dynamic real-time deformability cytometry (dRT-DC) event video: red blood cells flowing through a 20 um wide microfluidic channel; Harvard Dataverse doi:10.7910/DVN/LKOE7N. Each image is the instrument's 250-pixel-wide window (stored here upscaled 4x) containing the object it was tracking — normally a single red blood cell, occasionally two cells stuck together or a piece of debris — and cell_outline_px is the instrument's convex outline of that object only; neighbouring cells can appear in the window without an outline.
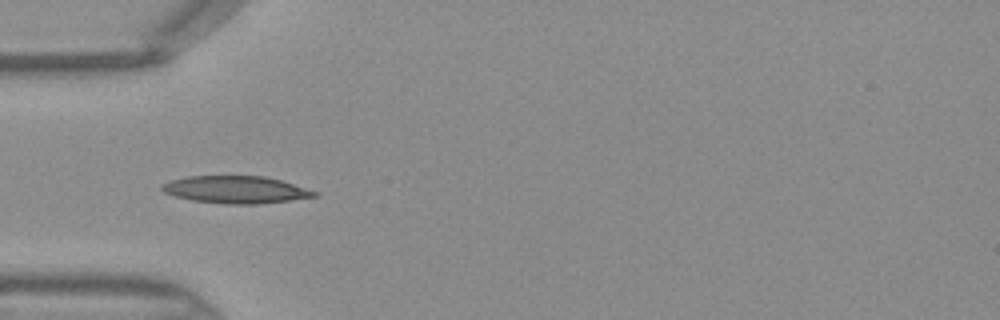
{"species": "Egyptian fruit bat (a non-hibernating species)", "species_latin": "Rousettus aegyptiacus", "temperature_condition": "warm", "stored_images_in_passage": 32, "camera_frame_rate_fps": 3000, "um_per_image_px": 0.085, "frame": {"image": 1, "passage_image": 1, "time_ms": 0.0, "image_size_px": [1000, 320], "cell_outline_px": [[320, 196], [256, 204], [224, 204], [192, 200], [176, 196], [164, 192], [160, 188], [164, 184], [172, 180], [188, 176], [264, 176], [280, 180], [320, 192]], "centroid_in_image_um": [20.08, 16.12], "position_along_channel_um": 64.9, "area_um2": 24.1}}
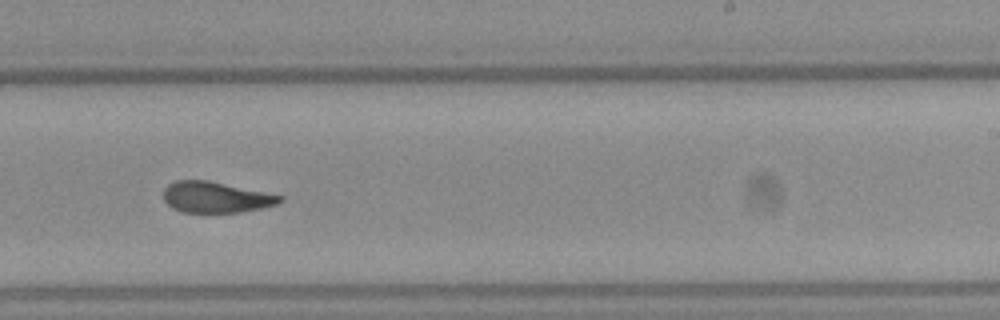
{"frame": {"image": 2, "passage_image": 15, "time_ms": 4.667, "image_size_px": [1000, 320], "cell_outline_px": [[284, 200], [276, 204], [260, 208], [240, 212], [184, 212], [172, 208], [164, 200], [164, 188], [168, 184], [176, 180], [208, 180], [284, 196]], "centroid_in_image_um": [18.33, 16.76], "position_along_channel_um": 270.7, "area_um2": 20.87}}
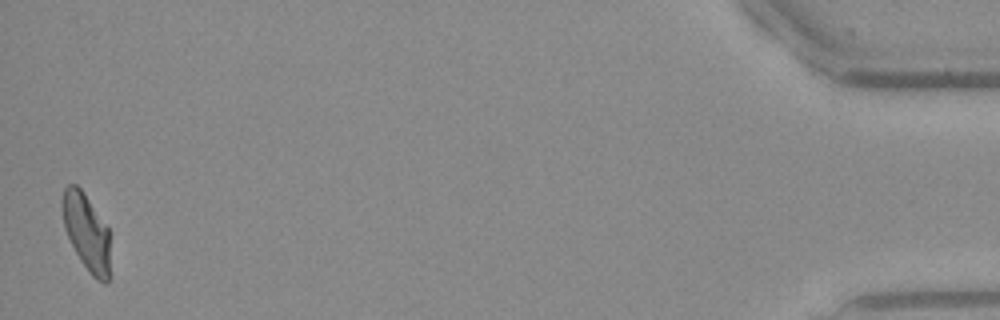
{"frame": {"image": 3, "passage_image": 32, "time_ms": 10.333, "image_size_px": [1000, 320], "cell_outline_px": [[112, 232], [108, 284], [104, 284], [96, 280], [92, 276], [80, 260], [64, 228], [60, 204], [60, 200], [64, 188], [68, 184], [76, 184], [80, 188]], "centroid_in_image_um": [7.38, 19.74], "position_along_channel_um": 427.8, "area_um2": 22.14}}